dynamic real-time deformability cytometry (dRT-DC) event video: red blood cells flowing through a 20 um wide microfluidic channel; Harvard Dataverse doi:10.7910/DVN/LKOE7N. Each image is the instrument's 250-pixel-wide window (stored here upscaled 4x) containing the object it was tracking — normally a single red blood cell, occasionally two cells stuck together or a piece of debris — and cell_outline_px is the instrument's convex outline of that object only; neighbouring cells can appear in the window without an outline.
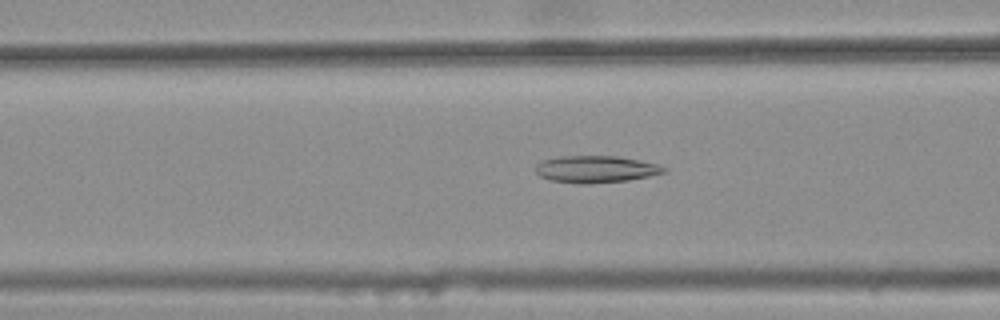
{"species": "common noctule bat (a hibernating species)", "species_latin": "Nyctalus noctula", "temperature_condition": "warm", "stored_images_in_passage": 35, "camera_frame_rate_fps": 3000, "um_per_image_px": 0.085, "animal": {"sex": "female", "body_mass_g": 25.1}, "frame": {"image": 1, "passage_image": 9, "time_ms": 2.667, "image_size_px": [1000, 320], "cell_outline_px": [[668, 172], [628, 180], [588, 184], [580, 184], [552, 180], [540, 176], [536, 172], [536, 164], [544, 160], [560, 156], [616, 156], [640, 160], [656, 164], [668, 168]], "centroid_in_image_um": [50.67, 14.38], "position_along_channel_um": 115.9, "area_um2": 20.11}}
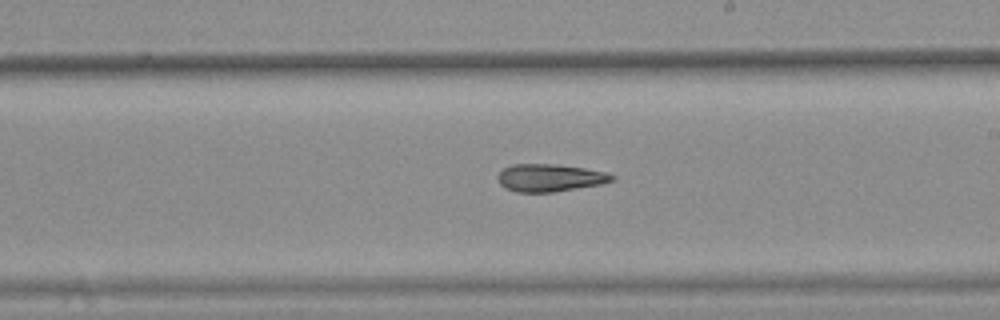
{"frame": {"image": 2, "passage_image": 19, "time_ms": 6.0, "image_size_px": [1000, 320], "cell_outline_px": [[616, 180], [600, 184], [552, 192], [516, 192], [504, 188], [500, 184], [496, 176], [504, 168], [512, 164], [556, 164], [584, 168], [608, 172], [616, 176]], "centroid_in_image_um": [46.74, 15.11], "position_along_channel_um": 242.3, "area_um2": 18.44}}
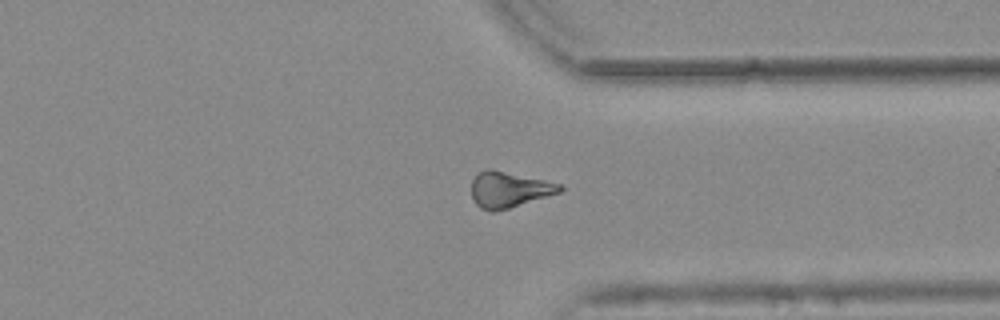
{"frame": {"image": 3, "passage_image": 29, "time_ms": 9.333, "image_size_px": [1000, 320], "cell_outline_px": [[564, 188], [560, 192], [496, 212], [488, 212], [480, 208], [472, 200], [472, 180], [480, 172], [488, 168], [492, 168], [544, 180], [560, 184]], "centroid_in_image_um": [43.23, 16.12], "position_along_channel_um": 368.2, "area_um2": 18.44}}